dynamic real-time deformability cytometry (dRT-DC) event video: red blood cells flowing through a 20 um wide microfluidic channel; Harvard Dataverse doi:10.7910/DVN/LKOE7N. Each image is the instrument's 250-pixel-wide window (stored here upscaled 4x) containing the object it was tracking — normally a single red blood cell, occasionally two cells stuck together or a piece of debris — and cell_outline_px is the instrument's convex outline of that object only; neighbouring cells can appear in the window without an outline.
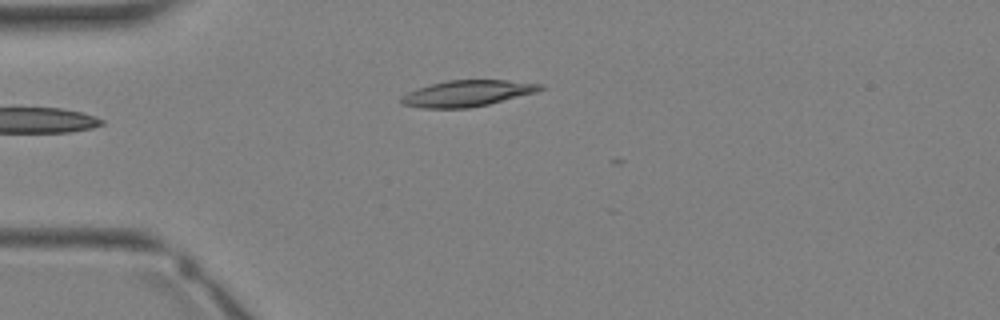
{"species": "Egyptian fruit bat (a non-hibernating species)", "species_latin": "Rousettus aegyptiacus", "temperature_condition": "warm", "stored_images_in_passage": 2, "camera_frame_rate_fps": 3000, "um_per_image_px": 0.085, "animal": {"sex": "female"}, "frame": {"image": 1, "passage_image": 1, "time_ms": 0.0, "image_size_px": [1000, 320], "cell_outline_px": [[544, 88], [536, 92], [488, 104], [468, 108], [420, 108], [404, 104], [400, 100], [400, 96], [416, 88], [448, 80], [508, 80], [544, 84]], "centroid_in_image_um": [39.71, 7.93], "position_along_channel_um": 45.3, "area_um2": 21.1}}